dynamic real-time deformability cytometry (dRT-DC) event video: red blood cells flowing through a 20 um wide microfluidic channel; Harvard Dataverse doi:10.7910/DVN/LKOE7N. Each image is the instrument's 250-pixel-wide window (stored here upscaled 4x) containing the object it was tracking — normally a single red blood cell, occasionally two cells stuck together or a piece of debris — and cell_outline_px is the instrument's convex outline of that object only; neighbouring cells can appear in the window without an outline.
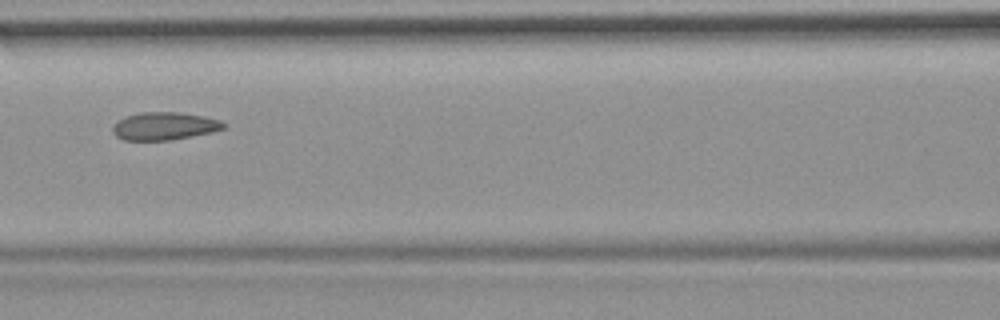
{"species": "common noctule bat (a hibernating species)", "species_latin": "Nyctalus noctula", "temperature_condition": "room temperature", "stored_images_in_passage": 9, "camera_frame_rate_fps": 3000, "um_per_image_px": 0.085, "animal": {"sex": "female", "body_mass_g": 19.9}, "frame": {"image": 1, "passage_image": 6, "time_ms": 6.0, "image_size_px": [1000, 320], "cell_outline_px": [[224, 128], [212, 132], [172, 140], [124, 140], [116, 136], [112, 132], [112, 128], [116, 120], [124, 116], [140, 112], [180, 112], [204, 116], [220, 120], [224, 124]], "centroid_in_image_um": [13.92, 10.71], "position_along_channel_um": 152.7, "area_um2": 18.09}}
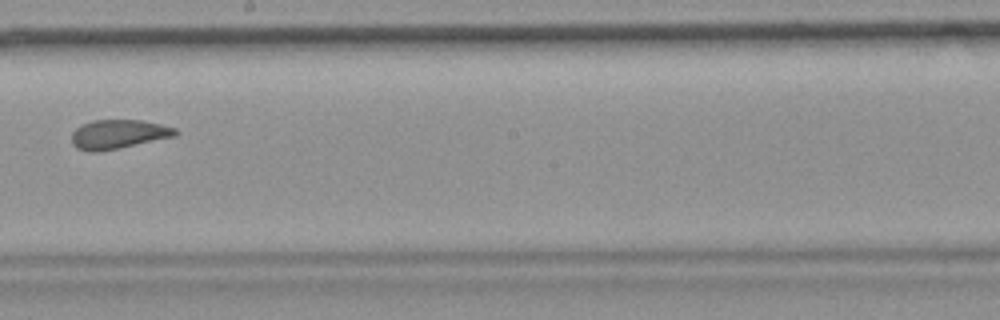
{"frame": {"image": 2, "passage_image": 8, "time_ms": 8.333, "image_size_px": [1000, 320], "cell_outline_px": [[180, 132], [176, 136], [120, 148], [100, 152], [88, 152], [76, 148], [72, 144], [72, 132], [76, 128], [92, 120], [144, 120], [176, 128]], "centroid_in_image_um": [10.07, 11.42], "position_along_channel_um": 238.1, "area_um2": 17.8}}
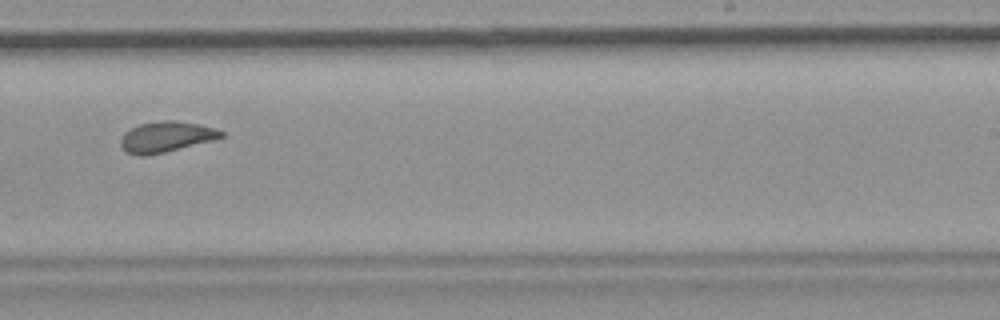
{"frame": {"image": 3, "passage_image": 9, "time_ms": 9.333, "image_size_px": [1000, 320], "cell_outline_px": [[224, 136], [216, 140], [164, 152], [144, 156], [136, 156], [128, 152], [120, 144], [120, 140], [124, 132], [140, 124], [160, 120], [176, 120], [200, 124], [224, 132]], "centroid_in_image_um": [14.14, 11.62], "position_along_channel_um": 274.9, "area_um2": 17.98}}